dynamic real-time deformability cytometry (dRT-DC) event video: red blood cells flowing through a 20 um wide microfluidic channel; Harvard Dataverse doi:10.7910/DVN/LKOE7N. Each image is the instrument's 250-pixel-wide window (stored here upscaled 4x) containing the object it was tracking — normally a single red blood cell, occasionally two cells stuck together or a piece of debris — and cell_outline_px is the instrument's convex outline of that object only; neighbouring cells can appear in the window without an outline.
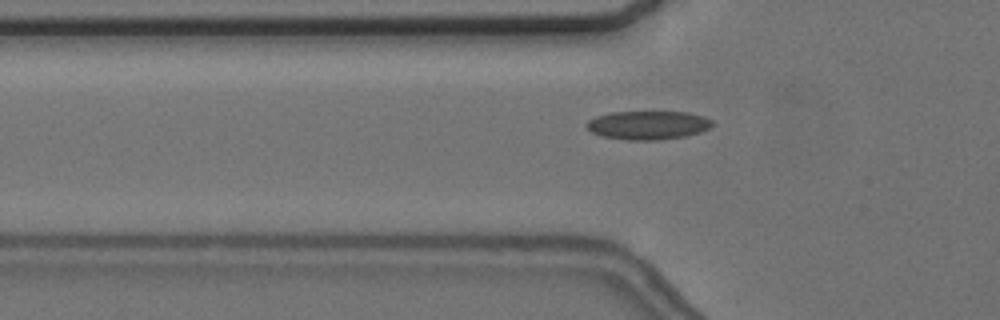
{"species": "common noctule bat (a hibernating species)", "species_latin": "Nyctalus noctula", "temperature_condition": "cold", "stored_images_in_passage": 42, "camera_frame_rate_fps": 3000, "um_per_image_px": 0.085, "animal": {"sex": "female", "body_mass_g": 24.6, "forearm_length_mm": 56.2}, "frame": {"image": 1, "passage_image": 9, "time_ms": 2.667, "image_size_px": [1000, 320], "cell_outline_px": [[716, 124], [712, 128], [688, 136], [660, 140], [628, 140], [600, 136], [592, 132], [584, 124], [588, 120], [596, 116], [612, 112], [688, 112], [704, 116], [712, 120]], "centroid_in_image_um": [55.13, 10.64], "position_along_channel_um": 70.7, "area_um2": 21.33}}
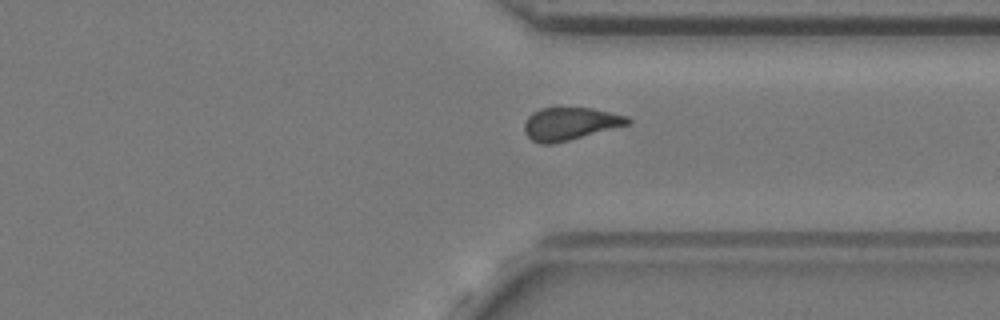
{"frame": {"image": 2, "passage_image": 33, "time_ms": 10.667, "image_size_px": [1000, 320], "cell_outline_px": [[632, 124], [552, 144], [540, 144], [532, 140], [524, 132], [524, 124], [528, 116], [532, 112], [540, 108], [592, 108], [628, 116], [632, 120]], "centroid_in_image_um": [48.47, 10.51], "position_along_channel_um": 362.9, "area_um2": 19.77}}
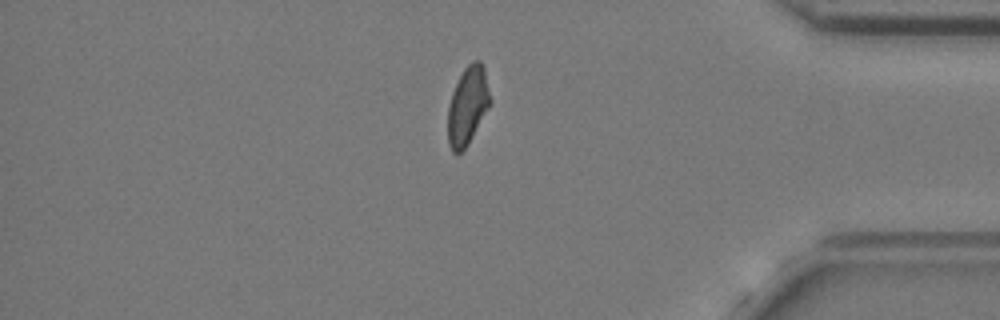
{"frame": {"image": 3, "passage_image": 38, "time_ms": 12.333, "image_size_px": [1000, 320], "cell_outline_px": [[492, 104], [468, 144], [456, 156], [452, 152], [448, 144], [448, 108], [452, 92], [464, 68], [472, 60], [480, 60], [484, 68], [492, 100]], "centroid_in_image_um": [39.77, 8.99], "position_along_channel_um": 395.4, "area_um2": 19.54}, "authors_computed_cell_mechanics": {"area_um2": 19.941, "velocity_mm_per_s": 3.6441, "shape_relaxation_time_tau1_ms": null, "shape_relaxation_time_tau2_ms": 3.5483, "deformation_change_tau1": null, "deformation_change_tau2": 0.0698}}